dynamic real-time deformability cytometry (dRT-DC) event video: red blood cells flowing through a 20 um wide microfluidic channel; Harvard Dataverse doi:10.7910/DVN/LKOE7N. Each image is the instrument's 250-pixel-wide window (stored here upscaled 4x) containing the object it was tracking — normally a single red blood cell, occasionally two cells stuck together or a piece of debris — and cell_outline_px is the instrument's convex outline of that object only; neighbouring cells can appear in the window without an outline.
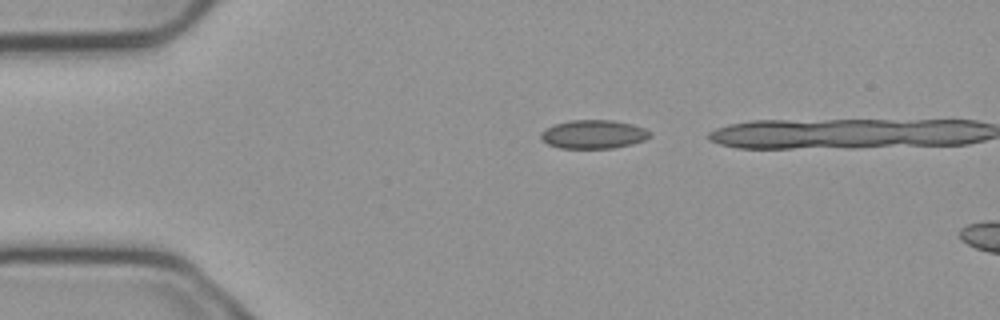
{"species": "common noctule bat (a hibernating species)", "species_latin": "Nyctalus noctula", "temperature_condition": "cold", "stored_images_in_passage": 3, "camera_frame_rate_fps": 3000, "um_per_image_px": 0.085, "animal": {"sex": "male", "body_mass_g": 23.1, "forearm_length_mm": 52.7}, "frame": {"image": 1, "passage_image": 1, "time_ms": 0.0, "image_size_px": [1000, 320], "cell_outline_px": [[652, 136], [644, 140], [632, 144], [612, 148], [560, 148], [548, 144], [540, 136], [540, 132], [556, 124], [568, 120], [612, 120], [632, 124], [644, 128], [652, 132]], "centroid_in_image_um": [50.48, 11.41], "position_along_channel_um": 34.5, "area_um2": 18.15}}